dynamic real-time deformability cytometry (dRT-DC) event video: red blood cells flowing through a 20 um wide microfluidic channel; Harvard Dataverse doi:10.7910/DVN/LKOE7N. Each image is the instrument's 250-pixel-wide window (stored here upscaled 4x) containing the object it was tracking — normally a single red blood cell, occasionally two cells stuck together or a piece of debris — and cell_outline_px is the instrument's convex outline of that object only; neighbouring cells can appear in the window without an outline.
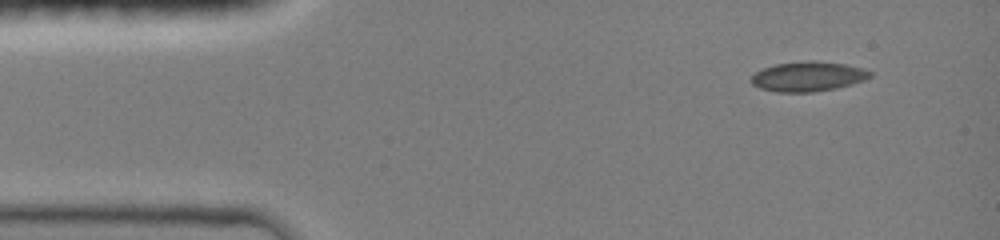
{"species": "common noctule bat (a hibernating species)", "species_latin": "Nyctalus noctula", "temperature_condition": "room temperature", "stored_images_in_passage": 55, "camera_frame_rate_fps": 3000, "um_per_image_px": 0.085, "animal": {"sex": "female", "body_mass_g": 19.0, "forearm_length_mm": 51.5}, "frame": {"image": 1, "passage_image": 1, "time_ms": 0.0, "image_size_px": [1000, 240], "cell_outline_px": [[872, 76], [864, 80], [836, 88], [812, 92], [776, 92], [760, 88], [752, 84], [748, 80], [756, 72], [764, 68], [776, 64], [812, 60], [816, 60], [844, 64], [860, 68], [872, 72]], "centroid_in_image_um": [68.65, 6.5], "position_along_channel_um": 16.4, "area_um2": 20.52}}
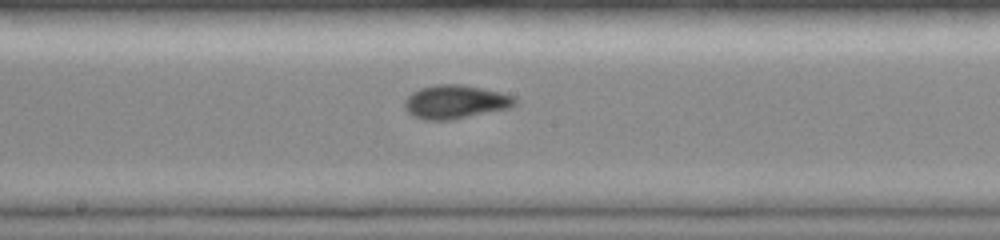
{"frame": {"image": 2, "passage_image": 21, "time_ms": 6.667, "image_size_px": [1000, 240], "cell_outline_px": [[516, 104], [508, 108], [452, 120], [424, 120], [412, 116], [404, 108], [404, 100], [412, 92], [420, 88], [436, 84], [464, 84], [500, 92], [516, 96]], "centroid_in_image_um": [38.68, 8.65], "position_along_channel_um": 209.5, "area_um2": 21.79}}
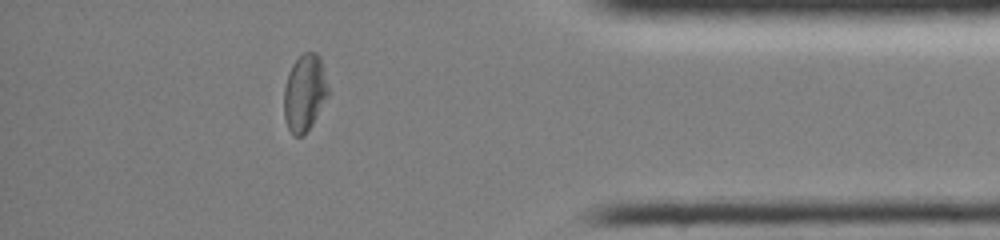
{"frame": {"image": 3, "passage_image": 45, "time_ms": 12.0, "image_size_px": [1000, 240], "cell_outline_px": [[328, 96], [312, 124], [304, 136], [296, 136], [288, 128], [284, 116], [284, 88], [288, 72], [292, 64], [304, 52], [316, 52], [320, 56], [328, 88]], "centroid_in_image_um": [25.88, 7.88], "position_along_channel_um": 409.3, "area_um2": 19.71}, "authors_computed_cell_mechanics": {"area_um2": 20.23, "velocity_mm_per_s": 4.1089, "shape_relaxation_time_tau1_ms": 7.6229, "shape_relaxation_time_tau2_ms": null, "deformation_change_tau1": 0.1973, "deformation_change_tau2": null}}